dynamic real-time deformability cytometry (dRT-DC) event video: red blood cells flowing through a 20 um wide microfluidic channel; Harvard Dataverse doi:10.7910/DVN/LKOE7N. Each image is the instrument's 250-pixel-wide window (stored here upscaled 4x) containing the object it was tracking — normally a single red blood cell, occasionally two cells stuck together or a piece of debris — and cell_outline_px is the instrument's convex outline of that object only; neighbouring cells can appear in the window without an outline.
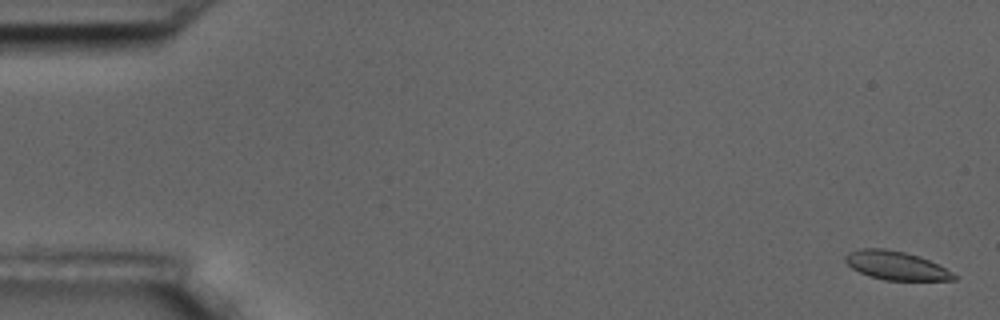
{"species": "common noctule bat (a hibernating species)", "species_latin": "Nyctalus noctula", "temperature_condition": "room temperature", "stored_images_in_passage": 11, "camera_frame_rate_fps": 3000, "um_per_image_px": 0.085, "animal": {"sex": "male", "body_mass_g": 17.5, "forearm_length_mm": 52.3}, "frame": {"image": 1, "passage_image": 1, "time_ms": 0.0, "image_size_px": [1000, 320], "cell_outline_px": [[956, 280], [884, 280], [868, 276], [852, 268], [844, 260], [844, 256], [848, 252], [860, 248], [884, 248], [904, 252], [920, 256], [952, 272], [956, 276]], "centroid_in_image_um": [76.12, 22.56], "position_along_channel_um": 8.9, "area_um2": 18.03}}
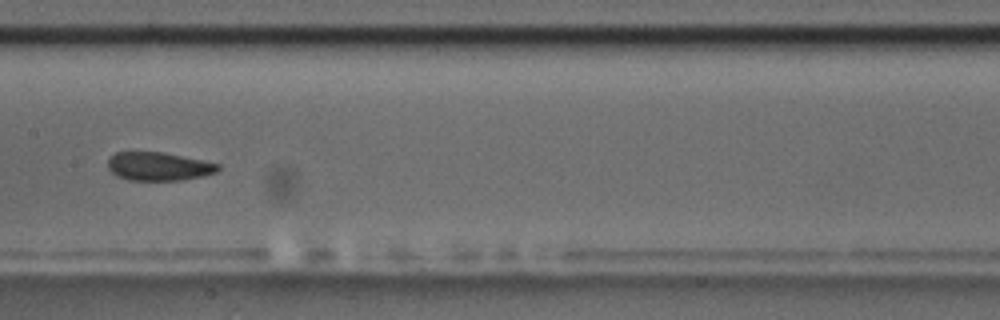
{"frame": {"image": 2, "passage_image": 8, "time_ms": 9.333, "image_size_px": [1000, 320], "cell_outline_px": [[220, 168], [216, 172], [204, 176], [180, 180], [128, 180], [116, 176], [108, 168], [108, 156], [116, 152], [164, 152], [220, 164]], "centroid_in_image_um": [13.46, 14.14], "position_along_channel_um": 193.9, "area_um2": 18.32}}
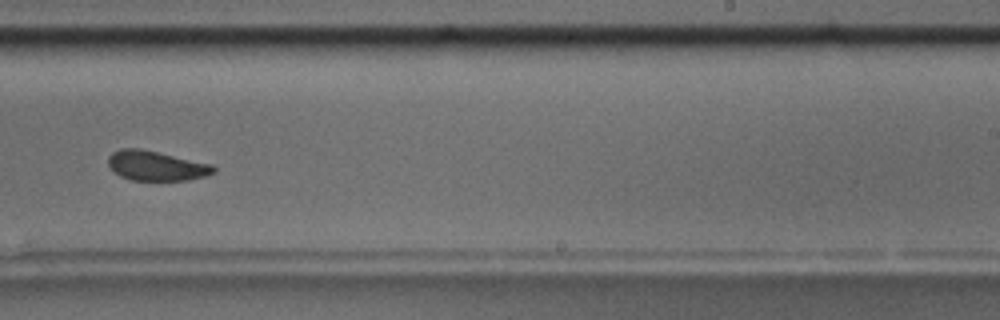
{"frame": {"image": 3, "passage_image": 10, "time_ms": 11.667, "image_size_px": [1000, 320], "cell_outline_px": [[216, 172], [204, 176], [188, 180], [132, 180], [120, 176], [108, 164], [108, 156], [112, 152], [120, 148], [140, 148], [212, 164], [216, 168]], "centroid_in_image_um": [13.28, 14.08], "position_along_channel_um": 275.7, "area_um2": 18.21}}